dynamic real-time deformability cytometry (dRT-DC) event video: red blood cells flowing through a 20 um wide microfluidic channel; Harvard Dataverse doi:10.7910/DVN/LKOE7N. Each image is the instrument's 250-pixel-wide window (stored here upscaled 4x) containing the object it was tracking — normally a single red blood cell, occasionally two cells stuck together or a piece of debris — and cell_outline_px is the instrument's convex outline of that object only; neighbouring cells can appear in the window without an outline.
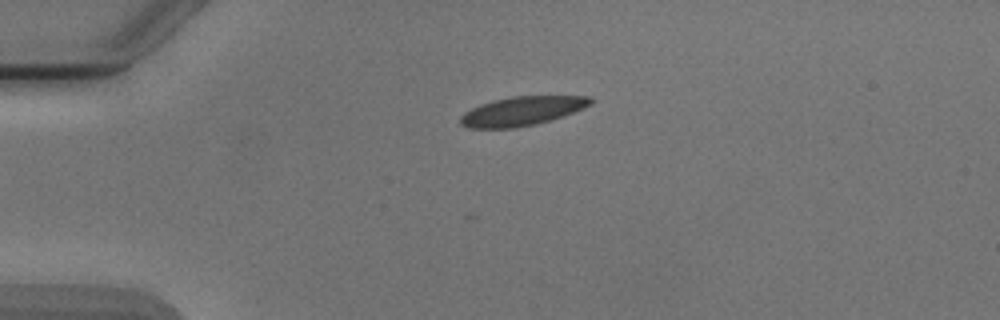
{"species": "Egyptian fruit bat (a non-hibernating species)", "species_latin": "Rousettus aegyptiacus", "temperature_condition": "cold", "stored_images_in_passage": 3, "camera_frame_rate_fps": 3000, "um_per_image_px": 0.085, "animal": {"sex": "male"}, "frame": {"image": 1, "passage_image": 3, "time_ms": 2.333, "image_size_px": [1000, 320], "cell_outline_px": [[596, 100], [592, 104], [584, 108], [536, 124], [516, 128], [468, 128], [460, 124], [460, 116], [464, 112], [480, 104], [492, 100], [512, 96], [592, 96]], "centroid_in_image_um": [44.36, 9.43], "position_along_channel_um": 40.6, "area_um2": 22.08}}